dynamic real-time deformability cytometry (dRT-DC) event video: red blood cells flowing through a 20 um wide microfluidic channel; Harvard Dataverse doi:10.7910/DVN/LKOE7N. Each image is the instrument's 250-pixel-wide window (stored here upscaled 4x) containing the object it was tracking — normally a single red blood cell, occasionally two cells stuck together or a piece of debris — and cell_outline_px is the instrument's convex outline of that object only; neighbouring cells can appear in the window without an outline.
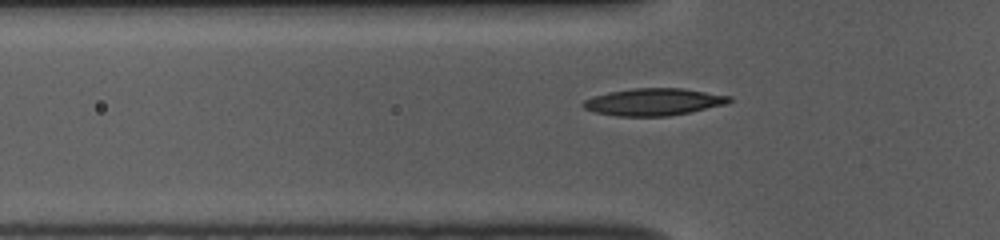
{"species": "common noctule bat (a hibernating species)", "species_latin": "Nyctalus noctula", "temperature_condition": "room temperature", "stored_images_in_passage": 37, "camera_frame_rate_fps": 3000, "um_per_image_px": 0.085, "animal": {"sex": "female", "body_mass_g": 10.0, "forearm_length_mm": 53.1}, "frame": {"image": 1, "passage_image": 7, "time_ms": 2.0, "image_size_px": [1000, 240], "cell_outline_px": [[732, 100], [728, 104], [668, 116], [616, 116], [596, 112], [584, 108], [580, 104], [584, 100], [592, 96], [608, 92], [632, 88], [684, 88], [732, 96]], "centroid_in_image_um": [55.56, 8.65], "position_along_channel_um": 70.2, "area_um2": 23.24}}
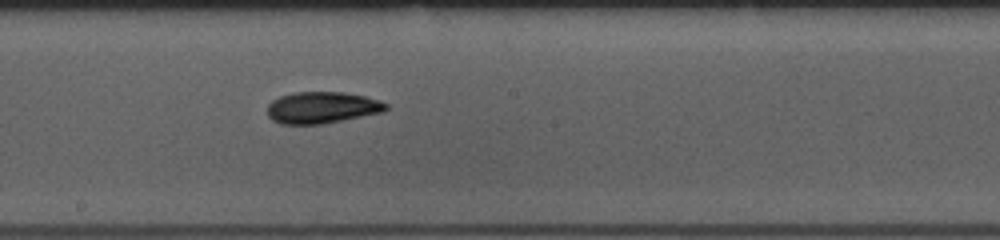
{"frame": {"image": 2, "passage_image": 19, "time_ms": 6.0, "image_size_px": [1000, 240], "cell_outline_px": [[388, 108], [384, 112], [324, 124], [280, 124], [272, 120], [268, 116], [268, 104], [272, 100], [280, 96], [296, 92], [344, 92], [364, 96], [380, 100], [388, 104]], "centroid_in_image_um": [27.39, 9.15], "position_along_channel_um": 220.8, "area_um2": 22.02}}
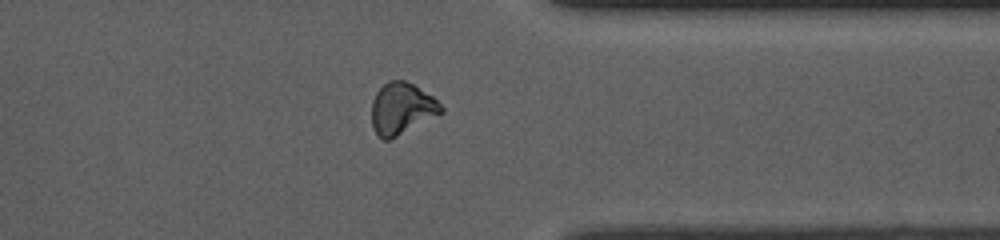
{"frame": {"image": 3, "passage_image": 32, "time_ms": 10.333, "image_size_px": [1000, 240], "cell_outline_px": [[444, 112], [388, 140], [384, 140], [372, 128], [372, 100], [376, 92], [388, 80], [404, 80], [412, 84], [432, 96], [444, 108]], "centroid_in_image_um": [34.13, 9.22], "position_along_channel_um": 377.3, "area_um2": 20.58}}